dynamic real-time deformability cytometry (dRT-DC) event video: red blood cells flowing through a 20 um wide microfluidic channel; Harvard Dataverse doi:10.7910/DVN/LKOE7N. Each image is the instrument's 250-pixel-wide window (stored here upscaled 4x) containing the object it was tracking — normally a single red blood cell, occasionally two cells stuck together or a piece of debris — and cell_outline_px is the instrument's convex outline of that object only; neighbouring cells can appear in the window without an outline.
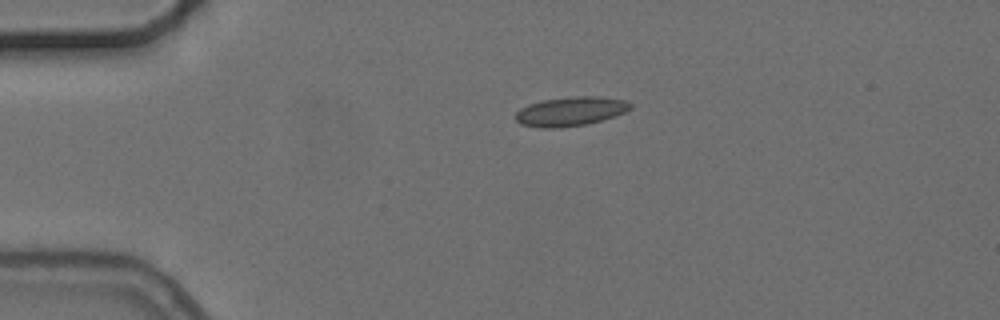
{"species": "common noctule bat (a hibernating species)", "species_latin": "Nyctalus noctula", "temperature_condition": "cold", "stored_images_in_passage": 2, "camera_frame_rate_fps": 3000, "um_per_image_px": 0.085, "animal": {"sex": "female", "body_mass_g": 24.6, "forearm_length_mm": 56.2}, "frame": {"image": 1, "passage_image": 1, "time_ms": 0.0, "image_size_px": [1000, 320], "cell_outline_px": [[632, 108], [616, 116], [588, 124], [560, 128], [540, 128], [520, 124], [516, 120], [516, 112], [520, 108], [528, 104], [544, 100], [572, 96], [596, 96], [624, 100], [632, 104]], "centroid_in_image_um": [48.49, 9.47], "position_along_channel_um": 36.5, "area_um2": 19.65}}